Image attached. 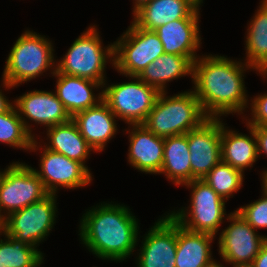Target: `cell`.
I'll list each match as a JSON object with an SVG mask.
<instances>
[{
	"label": "cell",
	"mask_w": 267,
	"mask_h": 267,
	"mask_svg": "<svg viewBox=\"0 0 267 267\" xmlns=\"http://www.w3.org/2000/svg\"><path fill=\"white\" fill-rule=\"evenodd\" d=\"M146 1L149 0H133V11L136 10L141 4L145 3Z\"/></svg>",
	"instance_id": "37"
},
{
	"label": "cell",
	"mask_w": 267,
	"mask_h": 267,
	"mask_svg": "<svg viewBox=\"0 0 267 267\" xmlns=\"http://www.w3.org/2000/svg\"><path fill=\"white\" fill-rule=\"evenodd\" d=\"M129 127L132 128L126 130L130 143L129 164L143 173L159 174L163 165L164 138L156 136L143 124H129Z\"/></svg>",
	"instance_id": "16"
},
{
	"label": "cell",
	"mask_w": 267,
	"mask_h": 267,
	"mask_svg": "<svg viewBox=\"0 0 267 267\" xmlns=\"http://www.w3.org/2000/svg\"><path fill=\"white\" fill-rule=\"evenodd\" d=\"M191 181L203 179L221 161V118H208L198 128L186 133Z\"/></svg>",
	"instance_id": "14"
},
{
	"label": "cell",
	"mask_w": 267,
	"mask_h": 267,
	"mask_svg": "<svg viewBox=\"0 0 267 267\" xmlns=\"http://www.w3.org/2000/svg\"><path fill=\"white\" fill-rule=\"evenodd\" d=\"M35 137V134H31L26 129L14 105L7 112L0 113L1 143L28 151Z\"/></svg>",
	"instance_id": "28"
},
{
	"label": "cell",
	"mask_w": 267,
	"mask_h": 267,
	"mask_svg": "<svg viewBox=\"0 0 267 267\" xmlns=\"http://www.w3.org/2000/svg\"><path fill=\"white\" fill-rule=\"evenodd\" d=\"M0 240V266L5 267H40L44 255L36 247L26 244L8 235L4 230Z\"/></svg>",
	"instance_id": "27"
},
{
	"label": "cell",
	"mask_w": 267,
	"mask_h": 267,
	"mask_svg": "<svg viewBox=\"0 0 267 267\" xmlns=\"http://www.w3.org/2000/svg\"><path fill=\"white\" fill-rule=\"evenodd\" d=\"M250 20L245 40V63L257 70L267 62V0L261 1Z\"/></svg>",
	"instance_id": "26"
},
{
	"label": "cell",
	"mask_w": 267,
	"mask_h": 267,
	"mask_svg": "<svg viewBox=\"0 0 267 267\" xmlns=\"http://www.w3.org/2000/svg\"><path fill=\"white\" fill-rule=\"evenodd\" d=\"M36 139V140H35ZM34 138L30 151L43 149L40 159V171L34 169L39 176L45 190L50 194H56L58 187L76 189L88 186L92 179V173L82 163L69 159L65 155L51 151Z\"/></svg>",
	"instance_id": "11"
},
{
	"label": "cell",
	"mask_w": 267,
	"mask_h": 267,
	"mask_svg": "<svg viewBox=\"0 0 267 267\" xmlns=\"http://www.w3.org/2000/svg\"><path fill=\"white\" fill-rule=\"evenodd\" d=\"M117 117L101 100L96 106L76 113L72 120L95 152H102L107 142L117 134Z\"/></svg>",
	"instance_id": "17"
},
{
	"label": "cell",
	"mask_w": 267,
	"mask_h": 267,
	"mask_svg": "<svg viewBox=\"0 0 267 267\" xmlns=\"http://www.w3.org/2000/svg\"><path fill=\"white\" fill-rule=\"evenodd\" d=\"M0 230H3V219L0 217Z\"/></svg>",
	"instance_id": "39"
},
{
	"label": "cell",
	"mask_w": 267,
	"mask_h": 267,
	"mask_svg": "<svg viewBox=\"0 0 267 267\" xmlns=\"http://www.w3.org/2000/svg\"><path fill=\"white\" fill-rule=\"evenodd\" d=\"M259 72V75L263 76V78H267V62L263 63L257 70Z\"/></svg>",
	"instance_id": "35"
},
{
	"label": "cell",
	"mask_w": 267,
	"mask_h": 267,
	"mask_svg": "<svg viewBox=\"0 0 267 267\" xmlns=\"http://www.w3.org/2000/svg\"><path fill=\"white\" fill-rule=\"evenodd\" d=\"M244 173L233 168L222 160L215 165L209 173L202 179L206 182L222 199L228 201L237 193L243 185Z\"/></svg>",
	"instance_id": "29"
},
{
	"label": "cell",
	"mask_w": 267,
	"mask_h": 267,
	"mask_svg": "<svg viewBox=\"0 0 267 267\" xmlns=\"http://www.w3.org/2000/svg\"><path fill=\"white\" fill-rule=\"evenodd\" d=\"M114 44V68L125 77L138 76L147 65L164 54L163 44L154 30L133 22Z\"/></svg>",
	"instance_id": "7"
},
{
	"label": "cell",
	"mask_w": 267,
	"mask_h": 267,
	"mask_svg": "<svg viewBox=\"0 0 267 267\" xmlns=\"http://www.w3.org/2000/svg\"><path fill=\"white\" fill-rule=\"evenodd\" d=\"M98 29L91 25L71 44L65 56L56 62V71L106 83L105 68L109 61L114 65V44L103 47Z\"/></svg>",
	"instance_id": "5"
},
{
	"label": "cell",
	"mask_w": 267,
	"mask_h": 267,
	"mask_svg": "<svg viewBox=\"0 0 267 267\" xmlns=\"http://www.w3.org/2000/svg\"><path fill=\"white\" fill-rule=\"evenodd\" d=\"M262 184L267 187V177L262 181Z\"/></svg>",
	"instance_id": "40"
},
{
	"label": "cell",
	"mask_w": 267,
	"mask_h": 267,
	"mask_svg": "<svg viewBox=\"0 0 267 267\" xmlns=\"http://www.w3.org/2000/svg\"><path fill=\"white\" fill-rule=\"evenodd\" d=\"M183 186L192 190L191 204L168 214L186 230L216 236L227 215L226 201L202 179H194Z\"/></svg>",
	"instance_id": "6"
},
{
	"label": "cell",
	"mask_w": 267,
	"mask_h": 267,
	"mask_svg": "<svg viewBox=\"0 0 267 267\" xmlns=\"http://www.w3.org/2000/svg\"><path fill=\"white\" fill-rule=\"evenodd\" d=\"M80 241L99 259L122 262L138 245V220L121 204L101 203L82 215Z\"/></svg>",
	"instance_id": "2"
},
{
	"label": "cell",
	"mask_w": 267,
	"mask_h": 267,
	"mask_svg": "<svg viewBox=\"0 0 267 267\" xmlns=\"http://www.w3.org/2000/svg\"><path fill=\"white\" fill-rule=\"evenodd\" d=\"M262 185L263 196L253 203L235 210L253 229H267V187Z\"/></svg>",
	"instance_id": "30"
},
{
	"label": "cell",
	"mask_w": 267,
	"mask_h": 267,
	"mask_svg": "<svg viewBox=\"0 0 267 267\" xmlns=\"http://www.w3.org/2000/svg\"><path fill=\"white\" fill-rule=\"evenodd\" d=\"M143 238L137 267H176L177 222L168 213Z\"/></svg>",
	"instance_id": "13"
},
{
	"label": "cell",
	"mask_w": 267,
	"mask_h": 267,
	"mask_svg": "<svg viewBox=\"0 0 267 267\" xmlns=\"http://www.w3.org/2000/svg\"><path fill=\"white\" fill-rule=\"evenodd\" d=\"M166 94L167 91L158 94L152 110L142 123L156 136L165 138L186 134L208 119L193 89L173 96Z\"/></svg>",
	"instance_id": "4"
},
{
	"label": "cell",
	"mask_w": 267,
	"mask_h": 267,
	"mask_svg": "<svg viewBox=\"0 0 267 267\" xmlns=\"http://www.w3.org/2000/svg\"><path fill=\"white\" fill-rule=\"evenodd\" d=\"M52 76L57 79L55 93L71 117L78 112L96 106L102 100V90L97 95L93 92L95 88H103L99 82L65 75L57 71Z\"/></svg>",
	"instance_id": "20"
},
{
	"label": "cell",
	"mask_w": 267,
	"mask_h": 267,
	"mask_svg": "<svg viewBox=\"0 0 267 267\" xmlns=\"http://www.w3.org/2000/svg\"><path fill=\"white\" fill-rule=\"evenodd\" d=\"M250 267H267V241L262 245Z\"/></svg>",
	"instance_id": "33"
},
{
	"label": "cell",
	"mask_w": 267,
	"mask_h": 267,
	"mask_svg": "<svg viewBox=\"0 0 267 267\" xmlns=\"http://www.w3.org/2000/svg\"><path fill=\"white\" fill-rule=\"evenodd\" d=\"M47 194L33 167L12 162L4 169L0 179V217L4 220L11 213L41 200Z\"/></svg>",
	"instance_id": "10"
},
{
	"label": "cell",
	"mask_w": 267,
	"mask_h": 267,
	"mask_svg": "<svg viewBox=\"0 0 267 267\" xmlns=\"http://www.w3.org/2000/svg\"><path fill=\"white\" fill-rule=\"evenodd\" d=\"M132 12V22L146 30H156L177 19L200 18L199 9L188 0H149Z\"/></svg>",
	"instance_id": "18"
},
{
	"label": "cell",
	"mask_w": 267,
	"mask_h": 267,
	"mask_svg": "<svg viewBox=\"0 0 267 267\" xmlns=\"http://www.w3.org/2000/svg\"><path fill=\"white\" fill-rule=\"evenodd\" d=\"M250 102L252 116L251 119H246V125L264 126L267 123V94H258Z\"/></svg>",
	"instance_id": "31"
},
{
	"label": "cell",
	"mask_w": 267,
	"mask_h": 267,
	"mask_svg": "<svg viewBox=\"0 0 267 267\" xmlns=\"http://www.w3.org/2000/svg\"><path fill=\"white\" fill-rule=\"evenodd\" d=\"M130 78L134 81L112 84L108 87L105 83L102 100L117 119L127 124H142L160 92L155 87L147 85L138 76H130Z\"/></svg>",
	"instance_id": "8"
},
{
	"label": "cell",
	"mask_w": 267,
	"mask_h": 267,
	"mask_svg": "<svg viewBox=\"0 0 267 267\" xmlns=\"http://www.w3.org/2000/svg\"><path fill=\"white\" fill-rule=\"evenodd\" d=\"M14 105V102H10L2 93V90L0 89V113L7 112L12 106Z\"/></svg>",
	"instance_id": "34"
},
{
	"label": "cell",
	"mask_w": 267,
	"mask_h": 267,
	"mask_svg": "<svg viewBox=\"0 0 267 267\" xmlns=\"http://www.w3.org/2000/svg\"><path fill=\"white\" fill-rule=\"evenodd\" d=\"M230 222L219 236V254L222 259L232 265L250 266L256 258L262 245L267 241L266 235L257 234L236 211L225 218Z\"/></svg>",
	"instance_id": "12"
},
{
	"label": "cell",
	"mask_w": 267,
	"mask_h": 267,
	"mask_svg": "<svg viewBox=\"0 0 267 267\" xmlns=\"http://www.w3.org/2000/svg\"><path fill=\"white\" fill-rule=\"evenodd\" d=\"M204 267H224L219 262H216L215 259L211 260L209 263H207Z\"/></svg>",
	"instance_id": "36"
},
{
	"label": "cell",
	"mask_w": 267,
	"mask_h": 267,
	"mask_svg": "<svg viewBox=\"0 0 267 267\" xmlns=\"http://www.w3.org/2000/svg\"><path fill=\"white\" fill-rule=\"evenodd\" d=\"M47 140L49 144L44 143V146L54 152L65 155L69 159L82 163L85 165L86 159L90 152L94 149L86 142L85 138L79 132L76 123L71 119L70 121L57 124L46 128Z\"/></svg>",
	"instance_id": "22"
},
{
	"label": "cell",
	"mask_w": 267,
	"mask_h": 267,
	"mask_svg": "<svg viewBox=\"0 0 267 267\" xmlns=\"http://www.w3.org/2000/svg\"><path fill=\"white\" fill-rule=\"evenodd\" d=\"M253 69L245 62L219 55L199 56L193 63V90L208 118L243 112L249 100L244 71Z\"/></svg>",
	"instance_id": "1"
},
{
	"label": "cell",
	"mask_w": 267,
	"mask_h": 267,
	"mask_svg": "<svg viewBox=\"0 0 267 267\" xmlns=\"http://www.w3.org/2000/svg\"><path fill=\"white\" fill-rule=\"evenodd\" d=\"M12 102H14V106L24 122L26 129L31 134L33 131L32 126L27 120L48 128L57 124L66 123L72 119L55 91L33 90L26 92Z\"/></svg>",
	"instance_id": "15"
},
{
	"label": "cell",
	"mask_w": 267,
	"mask_h": 267,
	"mask_svg": "<svg viewBox=\"0 0 267 267\" xmlns=\"http://www.w3.org/2000/svg\"><path fill=\"white\" fill-rule=\"evenodd\" d=\"M56 196L48 193L41 200L11 213L3 220V230L17 240L37 248L56 222Z\"/></svg>",
	"instance_id": "9"
},
{
	"label": "cell",
	"mask_w": 267,
	"mask_h": 267,
	"mask_svg": "<svg viewBox=\"0 0 267 267\" xmlns=\"http://www.w3.org/2000/svg\"><path fill=\"white\" fill-rule=\"evenodd\" d=\"M52 42L37 32L26 30L13 45L4 67L2 87H17L51 69L56 72Z\"/></svg>",
	"instance_id": "3"
},
{
	"label": "cell",
	"mask_w": 267,
	"mask_h": 267,
	"mask_svg": "<svg viewBox=\"0 0 267 267\" xmlns=\"http://www.w3.org/2000/svg\"><path fill=\"white\" fill-rule=\"evenodd\" d=\"M216 236L192 232L177 223L176 267H204L213 260L211 243Z\"/></svg>",
	"instance_id": "23"
},
{
	"label": "cell",
	"mask_w": 267,
	"mask_h": 267,
	"mask_svg": "<svg viewBox=\"0 0 267 267\" xmlns=\"http://www.w3.org/2000/svg\"><path fill=\"white\" fill-rule=\"evenodd\" d=\"M186 75L193 77V62L185 56L164 53L147 65L138 77L159 92H165L167 82Z\"/></svg>",
	"instance_id": "24"
},
{
	"label": "cell",
	"mask_w": 267,
	"mask_h": 267,
	"mask_svg": "<svg viewBox=\"0 0 267 267\" xmlns=\"http://www.w3.org/2000/svg\"><path fill=\"white\" fill-rule=\"evenodd\" d=\"M160 174H164L175 185L191 182V163L186 134L164 138L163 165Z\"/></svg>",
	"instance_id": "25"
},
{
	"label": "cell",
	"mask_w": 267,
	"mask_h": 267,
	"mask_svg": "<svg viewBox=\"0 0 267 267\" xmlns=\"http://www.w3.org/2000/svg\"><path fill=\"white\" fill-rule=\"evenodd\" d=\"M192 5H194L197 9H201L200 5L203 3V0H188Z\"/></svg>",
	"instance_id": "38"
},
{
	"label": "cell",
	"mask_w": 267,
	"mask_h": 267,
	"mask_svg": "<svg viewBox=\"0 0 267 267\" xmlns=\"http://www.w3.org/2000/svg\"><path fill=\"white\" fill-rule=\"evenodd\" d=\"M163 44L164 52L188 57L193 63L198 58L201 35L199 18L177 19L154 30Z\"/></svg>",
	"instance_id": "19"
},
{
	"label": "cell",
	"mask_w": 267,
	"mask_h": 267,
	"mask_svg": "<svg viewBox=\"0 0 267 267\" xmlns=\"http://www.w3.org/2000/svg\"><path fill=\"white\" fill-rule=\"evenodd\" d=\"M3 172H4V171H0V179H1L2 175H3Z\"/></svg>",
	"instance_id": "41"
},
{
	"label": "cell",
	"mask_w": 267,
	"mask_h": 267,
	"mask_svg": "<svg viewBox=\"0 0 267 267\" xmlns=\"http://www.w3.org/2000/svg\"><path fill=\"white\" fill-rule=\"evenodd\" d=\"M254 128V134L257 140V153L258 158L261 154L267 156V128L265 126L249 125ZM267 177V169L262 171L261 180L263 181Z\"/></svg>",
	"instance_id": "32"
},
{
	"label": "cell",
	"mask_w": 267,
	"mask_h": 267,
	"mask_svg": "<svg viewBox=\"0 0 267 267\" xmlns=\"http://www.w3.org/2000/svg\"><path fill=\"white\" fill-rule=\"evenodd\" d=\"M222 122L223 120H221V160L244 173V170L252 167L258 159L254 128L246 125L250 133V136H247L228 129Z\"/></svg>",
	"instance_id": "21"
}]
</instances>
